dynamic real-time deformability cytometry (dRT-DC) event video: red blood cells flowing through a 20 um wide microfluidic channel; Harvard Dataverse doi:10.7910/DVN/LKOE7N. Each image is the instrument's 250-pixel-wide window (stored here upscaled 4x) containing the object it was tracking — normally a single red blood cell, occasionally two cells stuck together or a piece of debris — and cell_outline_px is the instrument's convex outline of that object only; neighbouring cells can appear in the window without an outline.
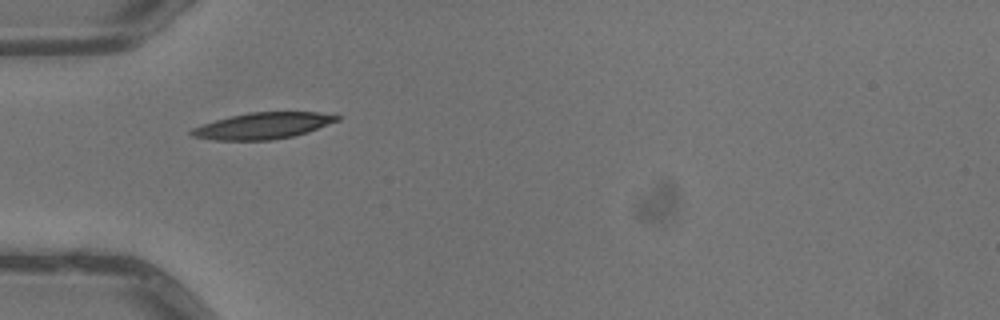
{"species": "common noctule bat (a hibernating species)", "species_latin": "Nyctalus noctula", "temperature_condition": "warm", "stored_images_in_passage": 5, "camera_frame_rate_fps": 3000, "um_per_image_px": 0.085, "animal": {"sex": "male", "body_mass_g": 13.3}, "frame": {"image": 1, "passage_image": 4, "time_ms": 1.0, "image_size_px": [1000, 320], "cell_outline_px": [[340, 120], [308, 132], [292, 136], [272, 140], [212, 140], [192, 136], [188, 132], [192, 128], [216, 120], [248, 112], [316, 112], [340, 116]], "centroid_in_image_um": [22.35, 10.69], "position_along_channel_um": 62.7, "area_um2": 22.2}}
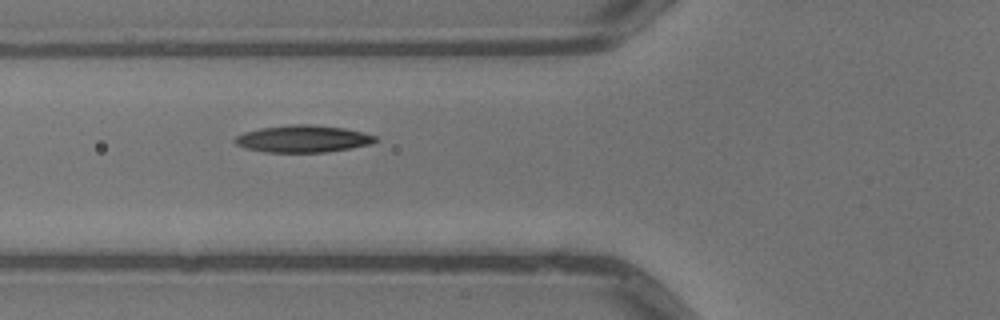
{"frame": {"image": 2, "passage_image": 5, "time_ms": 1.333, "image_size_px": [1000, 320], "cell_outline_px": [[380, 140], [372, 144], [352, 148], [324, 152], [264, 152], [244, 148], [236, 144], [232, 140], [236, 136], [244, 132], [260, 128], [292, 124], [308, 124], [344, 128], [364, 132], [376, 136]], "centroid_in_image_um": [25.77, 11.8], "position_along_channel_um": 100.0, "area_um2": 22.37}}